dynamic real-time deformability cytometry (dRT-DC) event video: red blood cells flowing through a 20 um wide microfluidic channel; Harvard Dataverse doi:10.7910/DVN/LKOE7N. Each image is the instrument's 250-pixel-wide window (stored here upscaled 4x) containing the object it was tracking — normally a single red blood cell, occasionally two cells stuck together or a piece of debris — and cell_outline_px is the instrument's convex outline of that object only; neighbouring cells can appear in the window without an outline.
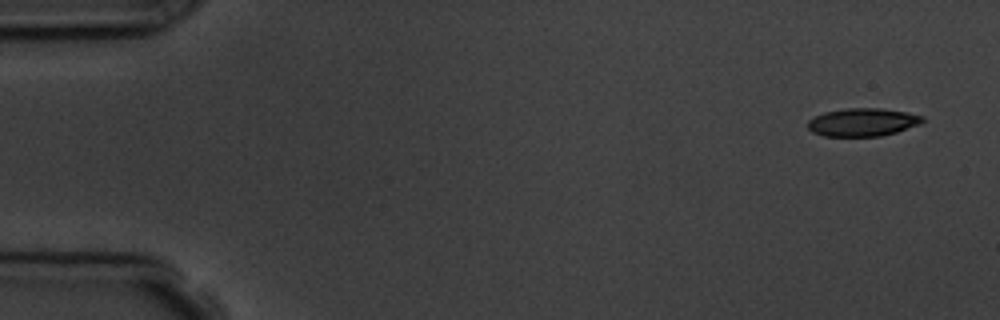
{"species": "common noctule bat (a hibernating species)", "species_latin": "Nyctalus noctula", "temperature_condition": "room temperature", "stored_images_in_passage": 5, "camera_frame_rate_fps": 3000, "um_per_image_px": 0.085, "animal": {"sex": "male", "body_mass_g": 19.5, "forearm_length_mm": 54.6}, "frame": {"image": 1, "passage_image": 1, "time_ms": 0.0, "image_size_px": [1000, 320], "cell_outline_px": [[924, 120], [920, 124], [896, 132], [880, 136], [824, 136], [812, 132], [808, 128], [808, 120], [824, 112], [848, 108], [880, 108], [908, 112], [924, 116]], "centroid_in_image_um": [73.34, 10.38], "position_along_channel_um": 11.7, "area_um2": 18.73}}